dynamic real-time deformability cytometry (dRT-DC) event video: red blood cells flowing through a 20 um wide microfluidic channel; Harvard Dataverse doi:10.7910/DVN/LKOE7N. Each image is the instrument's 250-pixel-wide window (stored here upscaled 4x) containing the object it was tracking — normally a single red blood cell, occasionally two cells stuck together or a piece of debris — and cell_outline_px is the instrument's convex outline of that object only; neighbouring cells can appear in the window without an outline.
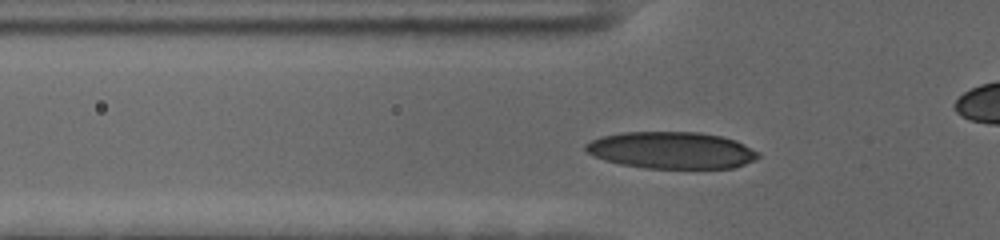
{"species": "human", "species_latin": "Homo sapiens", "temperature_condition": "cold", "stored_images_in_passage": 52, "camera_frame_rate_fps": 3000, "um_per_image_px": 0.085, "donor": {"sex": "female"}, "frame": {"image": 1, "passage_image": 14, "time_ms": 4.333, "image_size_px": [1000, 240], "cell_outline_px": [[760, 156], [756, 160], [732, 168], [644, 168], [620, 164], [604, 160], [588, 152], [584, 148], [584, 144], [600, 136], [624, 132], [700, 132], [720, 136], [736, 140], [760, 152]], "centroid_in_image_um": [57.09, 12.77], "position_along_channel_um": 68.7, "area_um2": 37.17}}
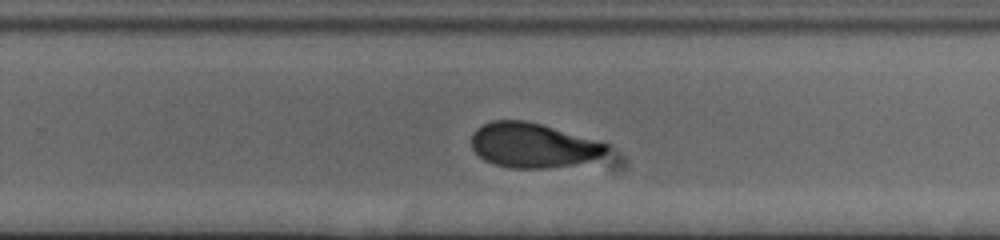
{"frame": {"image": 2, "passage_image": 32, "time_ms": 10.333, "image_size_px": [1000, 240], "cell_outline_px": [[608, 148], [600, 156], [592, 160], [572, 164], [548, 168], [508, 168], [492, 164], [484, 160], [472, 148], [472, 132], [476, 128], [492, 120], [524, 120], [604, 140], [608, 144]], "centroid_in_image_um": [45.31, 12.33], "position_along_channel_um": 284.5, "area_um2": 35.49}}
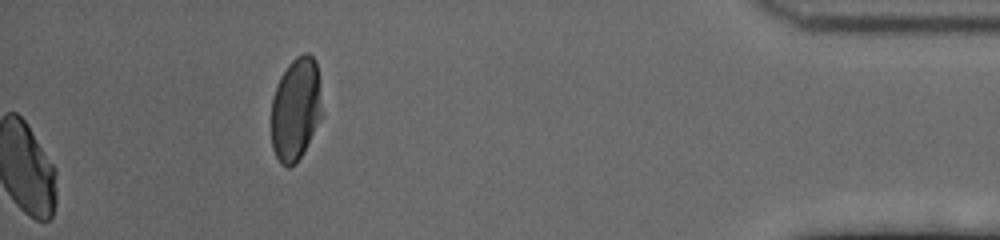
{"frame": {"image": 3, "passage_image": 52, "time_ms": 17.0, "image_size_px": [1000, 240], "cell_outline_px": [[320, 116], [296, 164], [288, 168], [280, 164], [272, 148], [272, 96], [280, 76], [288, 64], [296, 56], [304, 52], [308, 52], [316, 60], [320, 112]], "centroid_in_image_um": [25.07, 9.25], "position_along_channel_um": 410.1, "area_um2": 29.65}, "authors_computed_cell_mechanics": {"area_um2": 35.1713, "velocity_mm_per_s": 3.6139, "shape_relaxation_time_tau1_ms": 6.5636, "shape_relaxation_time_tau2_ms": 2.3483, "deformation_change_tau1": 0.1805, "deformation_change_tau2": 0.0736}}